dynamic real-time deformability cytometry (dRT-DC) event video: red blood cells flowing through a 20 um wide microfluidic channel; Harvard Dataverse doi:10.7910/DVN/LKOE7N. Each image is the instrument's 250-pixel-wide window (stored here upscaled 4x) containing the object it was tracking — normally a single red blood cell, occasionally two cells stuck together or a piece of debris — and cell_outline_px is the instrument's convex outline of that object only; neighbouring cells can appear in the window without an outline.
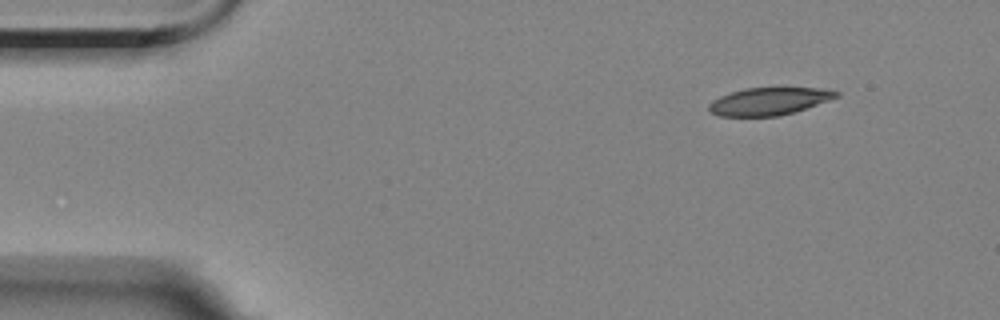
{"species": "Egyptian fruit bat (a non-hibernating species)", "species_latin": "Rousettus aegyptiacus", "temperature_condition": "room temperature", "stored_images_in_passage": 4, "camera_frame_rate_fps": 3000, "um_per_image_px": 0.085, "animal": {"sex": "female"}, "frame": {"image": 1, "passage_image": 1, "time_ms": 0.0, "image_size_px": [1000, 320], "cell_outline_px": [[840, 96], [780, 116], [720, 116], [712, 112], [708, 108], [708, 104], [712, 100], [720, 96], [744, 88], [824, 88], [840, 92]], "centroid_in_image_um": [65.35, 8.6], "position_along_channel_um": 19.6, "area_um2": 20.17}}
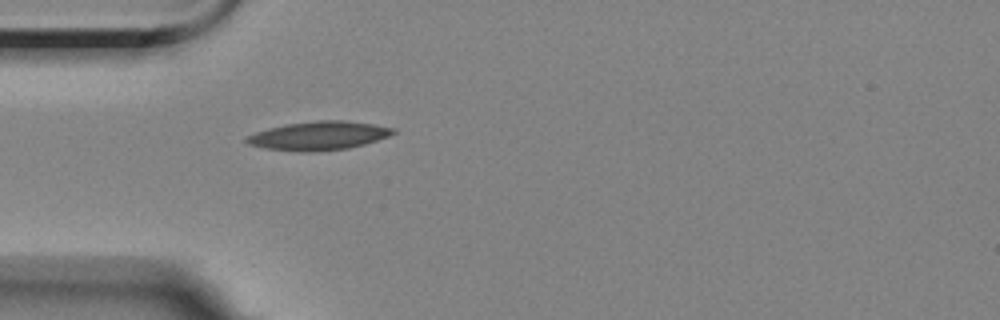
{"frame": {"image": 2, "passage_image": 4, "time_ms": 3.333, "image_size_px": [1000, 320], "cell_outline_px": [[396, 132], [388, 136], [364, 144], [348, 148], [316, 152], [300, 152], [264, 148], [248, 144], [244, 140], [244, 136], [268, 128], [284, 124], [316, 120], [344, 120], [372, 124], [396, 128]], "centroid_in_image_um": [27.04, 11.53], "position_along_channel_um": 58.0, "area_um2": 24.68}}